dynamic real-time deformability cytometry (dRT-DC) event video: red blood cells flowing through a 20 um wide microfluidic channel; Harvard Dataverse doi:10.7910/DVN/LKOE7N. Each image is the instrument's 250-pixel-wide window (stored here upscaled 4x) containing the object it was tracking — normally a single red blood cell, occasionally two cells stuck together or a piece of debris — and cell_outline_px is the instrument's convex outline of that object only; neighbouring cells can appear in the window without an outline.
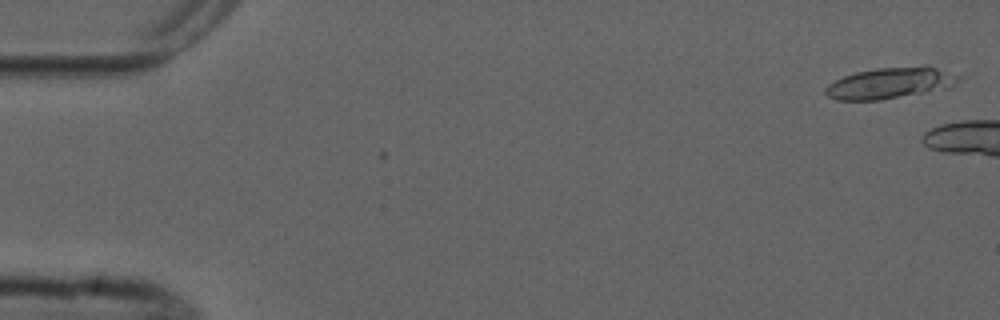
{"species": "common noctule bat (a hibernating species)", "species_latin": "Nyctalus noctula", "temperature_condition": "cold", "stored_images_in_passage": 2, "camera_frame_rate_fps": 3000, "um_per_image_px": 0.085, "animal": {"sex": "male", "forearm_length_mm": 52.5}, "frame": {"image": 1, "passage_image": 1, "time_ms": 0.0, "image_size_px": [1000, 320], "cell_outline_px": [[964, 76], [952, 88], [880, 100], [836, 100], [828, 96], [824, 92], [824, 88], [828, 84], [844, 76], [856, 72], [876, 68], [924, 64], [928, 64]], "centroid_in_image_um": [75.78, 7.03], "position_along_channel_um": 9.2, "area_um2": 24.97}}